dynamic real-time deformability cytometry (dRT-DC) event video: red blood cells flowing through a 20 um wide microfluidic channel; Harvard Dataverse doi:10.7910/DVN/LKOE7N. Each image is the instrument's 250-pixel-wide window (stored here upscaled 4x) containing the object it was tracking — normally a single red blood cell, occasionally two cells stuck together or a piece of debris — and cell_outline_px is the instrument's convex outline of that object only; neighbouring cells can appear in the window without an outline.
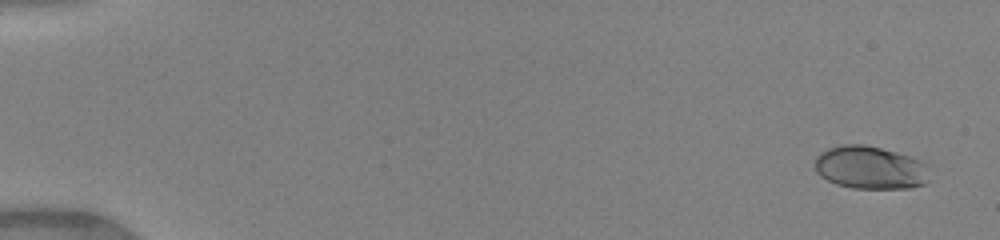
{"species": "human", "species_latin": "Homo sapiens", "temperature_condition": "warm", "stored_images_in_passage": 51, "camera_frame_rate_fps": 3000, "um_per_image_px": 0.085, "donor": {"sex": "female"}, "frame": {"image": 1, "passage_image": 3, "time_ms": 0.667, "image_size_px": [1000, 240], "cell_outline_px": [[928, 164], [924, 184], [912, 188], [852, 188], [836, 184], [820, 176], [816, 172], [816, 156], [820, 152], [828, 148], [840, 144], [860, 144], [880, 148], [896, 152], [920, 160]], "centroid_in_image_um": [73.93, 14.24], "position_along_channel_um": 11.1, "area_um2": 28.55}}
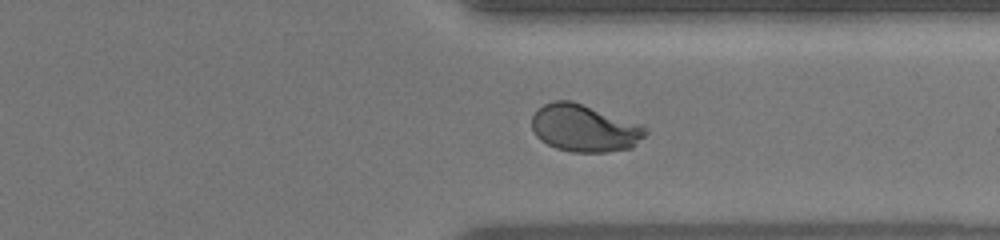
{"frame": {"image": 2, "passage_image": 40, "time_ms": 13.0, "image_size_px": [1000, 240], "cell_outline_px": [[648, 132], [632, 148], [608, 152], [572, 152], [556, 148], [540, 140], [536, 136], [532, 128], [532, 116], [544, 104], [552, 100], [572, 100], [640, 124]], "centroid_in_image_um": [49.66, 10.9], "position_along_channel_um": 361.7, "area_um2": 31.21}}
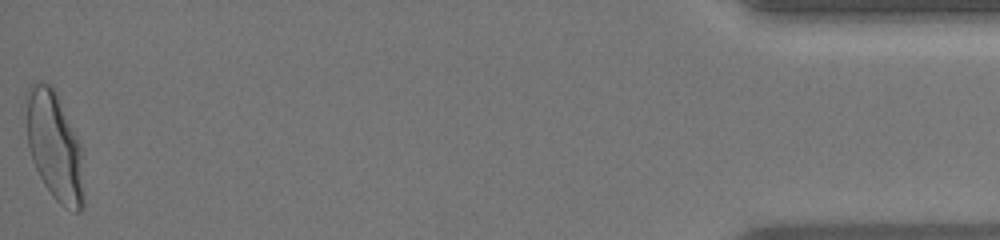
{"frame": {"image": 3, "passage_image": 51, "time_ms": 16.667, "image_size_px": [1000, 240], "cell_outline_px": [[84, 208], [80, 212], [76, 212], [64, 208], [52, 196], [44, 184], [32, 160], [28, 144], [24, 100], [24, 92], [32, 84], [40, 80], [52, 84], [56, 92], [80, 144], [84, 204]], "centroid_in_image_um": [4.6, 12.39], "position_along_channel_um": 430.6, "area_um2": 36.76}, "authors_computed_cell_mechanics": {"area_um2": 30.8074, "velocity_mm_per_s": 4.1104, "shape_relaxation_time_tau1_ms": 3.8645, "shape_relaxation_time_tau2_ms": null, "deformation_change_tau1": 0.1798, "deformation_change_tau2": null}}